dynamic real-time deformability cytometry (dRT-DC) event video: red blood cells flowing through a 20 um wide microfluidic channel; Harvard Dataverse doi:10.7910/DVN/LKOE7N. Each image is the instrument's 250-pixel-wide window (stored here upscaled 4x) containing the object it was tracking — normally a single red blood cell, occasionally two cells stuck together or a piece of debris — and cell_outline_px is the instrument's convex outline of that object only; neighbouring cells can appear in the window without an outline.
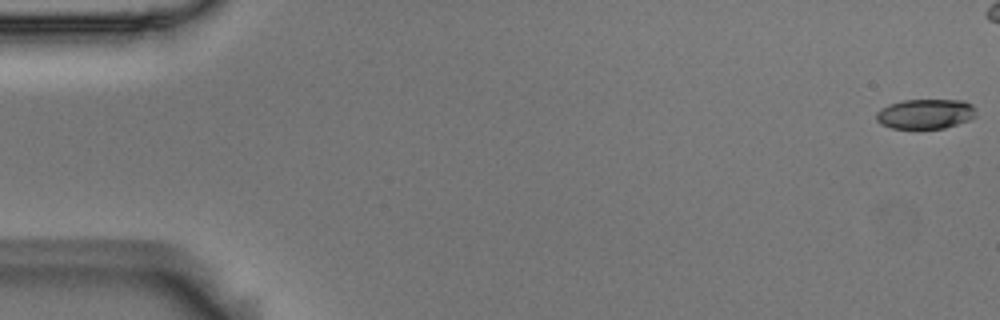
{"species": "Egyptian fruit bat (a non-hibernating species)", "species_latin": "Rousettus aegyptiacus", "temperature_condition": "room temperature", "stored_images_in_passage": 48, "camera_frame_rate_fps": 3000, "um_per_image_px": 0.085, "animal": {"sex": "male"}, "frame": {"image": 1, "passage_image": 1, "time_ms": 0.0, "image_size_px": [1000, 320], "cell_outline_px": [[976, 116], [968, 120], [944, 128], [892, 128], [880, 124], [876, 120], [876, 112], [880, 108], [888, 104], [904, 100], [964, 100], [972, 104], [976, 108]], "centroid_in_image_um": [78.65, 9.67], "position_along_channel_um": 6.3, "area_um2": 17.46}}
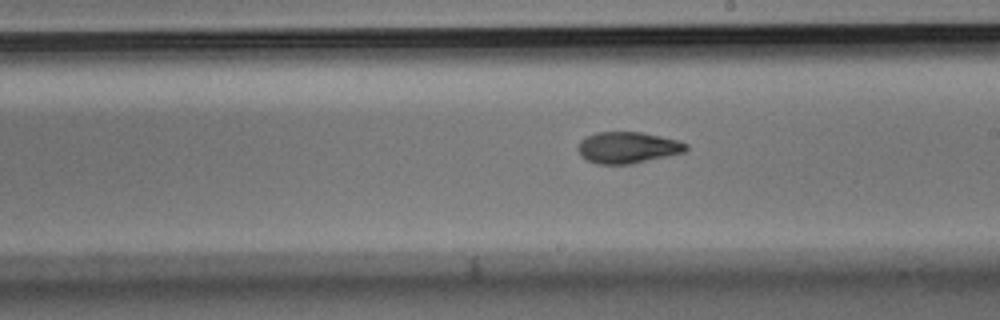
{"frame": {"image": 2, "passage_image": 31, "time_ms": 10.0, "image_size_px": [1000, 320], "cell_outline_px": [[688, 148], [684, 152], [668, 156], [632, 164], [596, 164], [580, 156], [576, 148], [580, 140], [584, 136], [596, 132], [640, 132], [660, 136], [676, 140], [688, 144]], "centroid_in_image_um": [53.3, 12.54], "position_along_channel_um": 235.7, "area_um2": 19.94}}
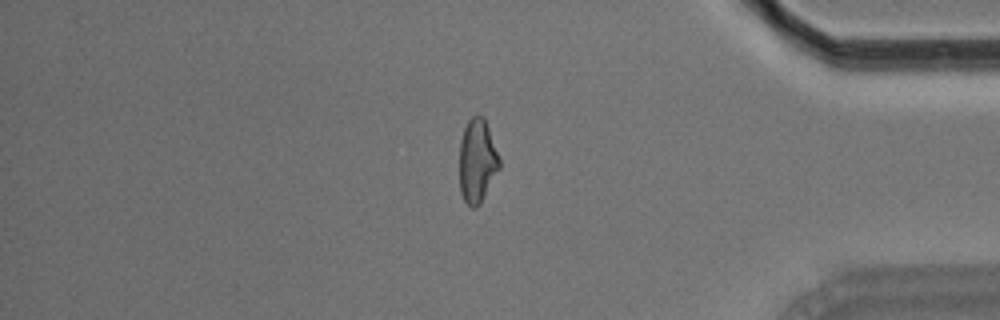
{"frame": {"image": 3, "passage_image": 46, "time_ms": 15.0, "image_size_px": [1000, 320], "cell_outline_px": [[500, 168], [480, 204], [476, 208], [472, 208], [464, 200], [460, 192], [460, 140], [464, 128], [468, 120], [472, 116], [484, 116], [500, 160]], "centroid_in_image_um": [40.56, 13.69], "position_along_channel_um": 394.6, "area_um2": 19.42}, "authors_computed_cell_mechanics": {"area_um2": 19.5364, "velocity_mm_per_s": 3.7363, "shape_relaxation_time_tau1_ms": 7.1951, "shape_relaxation_time_tau2_ms": 3.7921, "deformation_change_tau1": 0.2188, "deformation_change_tau2": 0.1041}}